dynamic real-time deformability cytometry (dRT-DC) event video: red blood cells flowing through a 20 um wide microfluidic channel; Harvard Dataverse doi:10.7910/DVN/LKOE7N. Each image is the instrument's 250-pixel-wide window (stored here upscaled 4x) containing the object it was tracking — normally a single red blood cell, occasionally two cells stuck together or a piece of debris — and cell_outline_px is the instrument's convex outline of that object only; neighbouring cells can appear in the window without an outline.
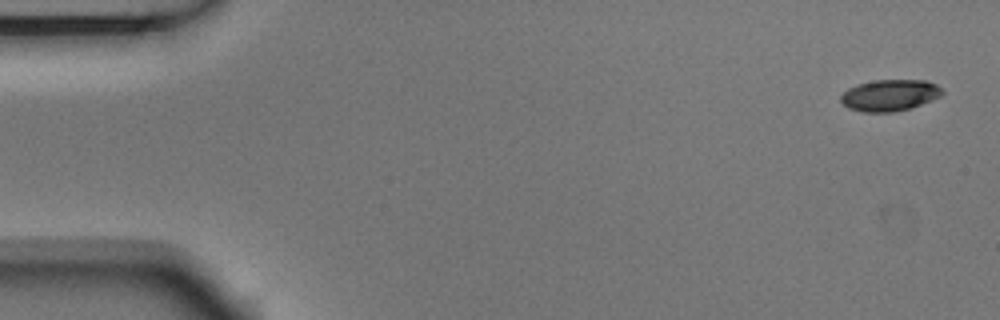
{"species": "Egyptian fruit bat (a non-hibernating species)", "species_latin": "Rousettus aegyptiacus", "temperature_condition": "room temperature", "stored_images_in_passage": 5, "camera_frame_rate_fps": 3000, "um_per_image_px": 0.085, "animal": {"sex": "male"}, "frame": {"image": 1, "passage_image": 1, "time_ms": 0.0, "image_size_px": [1000, 320], "cell_outline_px": [[944, 92], [940, 96], [932, 100], [912, 108], [892, 112], [860, 112], [848, 108], [840, 100], [840, 96], [848, 88], [856, 84], [872, 80], [928, 80], [936, 84]], "centroid_in_image_um": [75.61, 8.09], "position_along_channel_um": 9.4, "area_um2": 18.79}}